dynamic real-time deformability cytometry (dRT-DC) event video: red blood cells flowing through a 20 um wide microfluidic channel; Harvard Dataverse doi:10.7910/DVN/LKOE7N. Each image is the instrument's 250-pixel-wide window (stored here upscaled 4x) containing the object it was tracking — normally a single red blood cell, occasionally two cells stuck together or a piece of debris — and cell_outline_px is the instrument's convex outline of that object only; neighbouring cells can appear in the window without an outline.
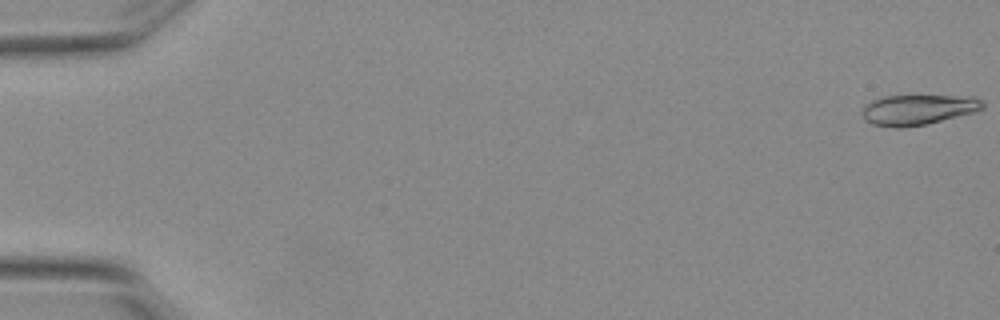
{"species": "Egyptian fruit bat (a non-hibernating species)", "species_latin": "Rousettus aegyptiacus", "temperature_condition": "warm", "stored_images_in_passage": 6, "camera_frame_rate_fps": 3000, "um_per_image_px": 0.085, "animal": {"sex": "female"}, "frame": {"image": 1, "passage_image": 1, "time_ms": 0.0, "image_size_px": [1000, 320], "cell_outline_px": [[984, 108], [972, 112], [928, 124], [900, 128], [896, 128], [872, 124], [864, 120], [864, 104], [872, 100], [884, 96], [972, 96], [980, 100], [984, 104]], "centroid_in_image_um": [78.01, 9.32], "position_along_channel_um": 7.0, "area_um2": 21.1}}
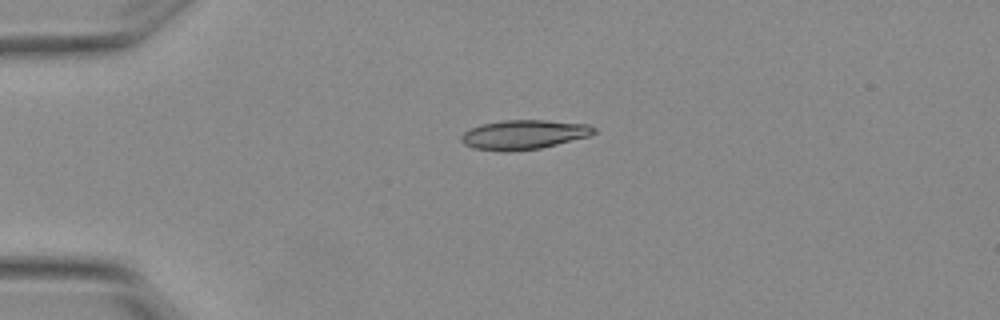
{"frame": {"image": 2, "passage_image": 4, "time_ms": 1.0, "image_size_px": [1000, 320], "cell_outline_px": [[596, 132], [588, 136], [540, 148], [504, 152], [476, 148], [464, 144], [460, 140], [460, 136], [464, 132], [480, 124], [504, 120], [544, 120], [588, 124], [596, 128]], "centroid_in_image_um": [44.51, 11.43], "position_along_channel_um": 40.5, "area_um2": 22.54}}